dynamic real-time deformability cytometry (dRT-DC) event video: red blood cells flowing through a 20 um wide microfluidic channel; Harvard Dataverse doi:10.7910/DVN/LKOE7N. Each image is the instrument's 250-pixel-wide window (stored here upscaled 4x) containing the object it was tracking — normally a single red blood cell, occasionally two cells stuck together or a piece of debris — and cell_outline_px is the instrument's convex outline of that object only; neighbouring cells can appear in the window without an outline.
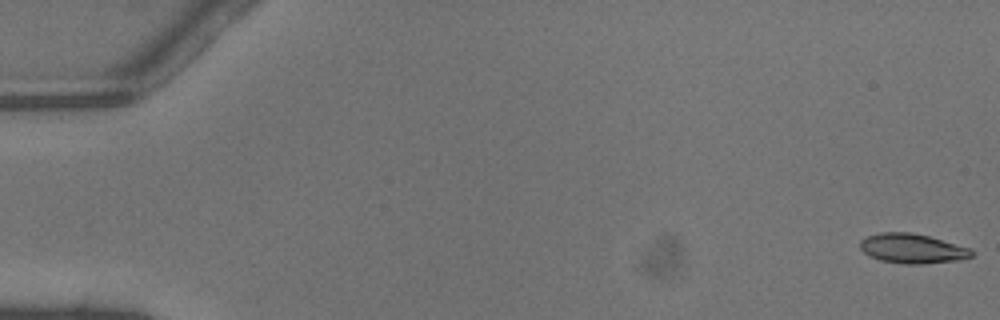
{"species": "common noctule bat (a hibernating species)", "species_latin": "Nyctalus noctula", "temperature_condition": "warm", "stored_images_in_passage": 47, "camera_frame_rate_fps": 3000, "um_per_image_px": 0.085, "animal": {"sex": "male", "body_mass_g": 13.3}, "frame": {"image": 1, "passage_image": 1, "time_ms": 0.0, "image_size_px": [1000, 320], "cell_outline_px": [[972, 256], [964, 260], [924, 264], [904, 264], [880, 260], [868, 256], [860, 248], [860, 240], [868, 236], [880, 232], [912, 232], [928, 236], [972, 248]], "centroid_in_image_um": [77.56, 21.13], "position_along_channel_um": 7.4, "area_um2": 19.48}}
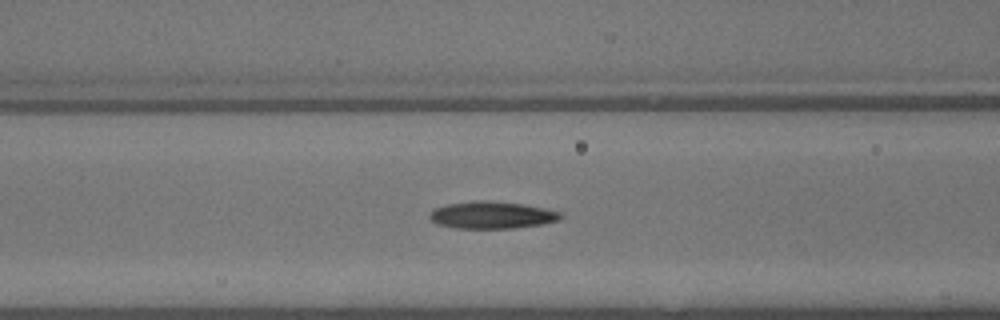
{"frame": {"image": 2, "passage_image": 20, "time_ms": 6.333, "image_size_px": [1000, 320], "cell_outline_px": [[564, 216], [560, 220], [540, 224], [512, 228], [456, 228], [440, 224], [432, 220], [428, 216], [436, 208], [444, 204], [476, 200], [488, 200], [524, 204], [544, 208], [560, 212]], "centroid_in_image_um": [41.83, 18.26], "position_along_channel_um": 124.8, "area_um2": 20.63}}
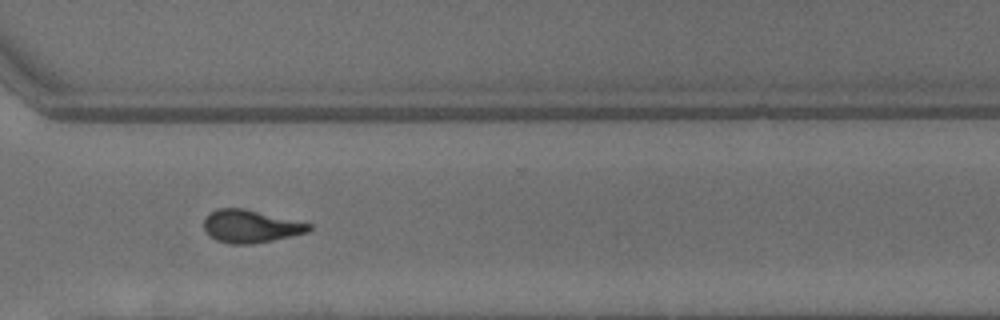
{"frame": {"image": 3, "passage_image": 35, "time_ms": 11.333, "image_size_px": [1000, 320], "cell_outline_px": [[312, 228], [308, 232], [272, 240], [252, 244], [232, 244], [216, 240], [208, 236], [204, 228], [204, 216], [208, 212], [216, 208], [244, 208], [312, 224]], "centroid_in_image_um": [21.25, 19.22], "position_along_channel_um": 349.4, "area_um2": 20.17}, "authors_computed_cell_mechanics": {"area_um2": 19.941, "velocity_mm_per_s": 4.4864, "shape_relaxation_time_tau1_ms": null, "shape_relaxation_time_tau2_ms": 3.2734, "deformation_change_tau1": null, "deformation_change_tau2": 0.1213}}